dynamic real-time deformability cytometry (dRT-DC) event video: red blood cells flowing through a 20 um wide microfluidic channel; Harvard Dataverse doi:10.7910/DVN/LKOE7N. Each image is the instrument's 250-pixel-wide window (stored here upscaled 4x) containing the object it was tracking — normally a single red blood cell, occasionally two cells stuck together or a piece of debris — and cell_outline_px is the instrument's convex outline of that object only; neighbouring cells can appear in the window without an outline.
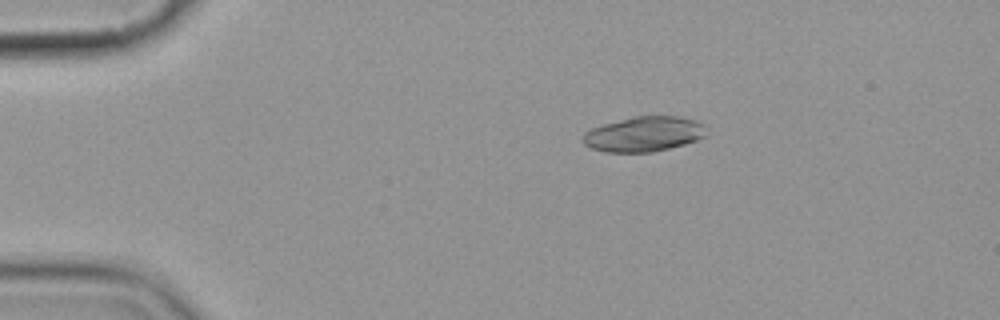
{"species": "common noctule bat (a hibernating species)", "species_latin": "Nyctalus noctula", "temperature_condition": "cold", "stored_images_in_passage": 7, "camera_frame_rate_fps": 3000, "um_per_image_px": 0.085, "animal": {"sex": "female", "body_mass_g": 19.9}, "frame": {"image": 1, "passage_image": 3, "time_ms": 3.333, "image_size_px": [1000, 320], "cell_outline_px": [[708, 136], [684, 144], [652, 152], [604, 152], [592, 148], [584, 144], [580, 140], [584, 132], [592, 128], [604, 124], [636, 116], [680, 116], [696, 120], [704, 124]], "centroid_in_image_um": [54.74, 11.4], "position_along_channel_um": 30.3, "area_um2": 25.32}}
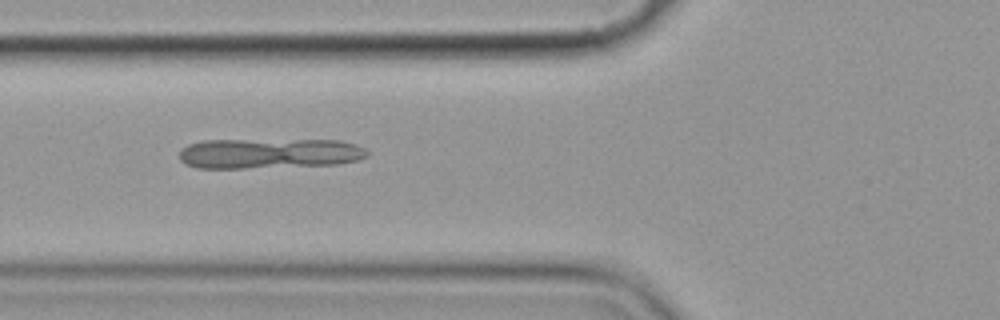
{"frame": {"image": 2, "passage_image": 6, "time_ms": 7.0, "image_size_px": [1000, 320], "cell_outline_px": [[368, 156], [356, 160], [336, 164], [244, 168], [196, 168], [184, 164], [180, 160], [180, 148], [188, 144], [204, 140], [340, 140], [356, 144], [364, 148], [368, 152]], "centroid_in_image_um": [22.84, 13.03], "position_along_channel_um": 103.0, "area_um2": 33.18}}
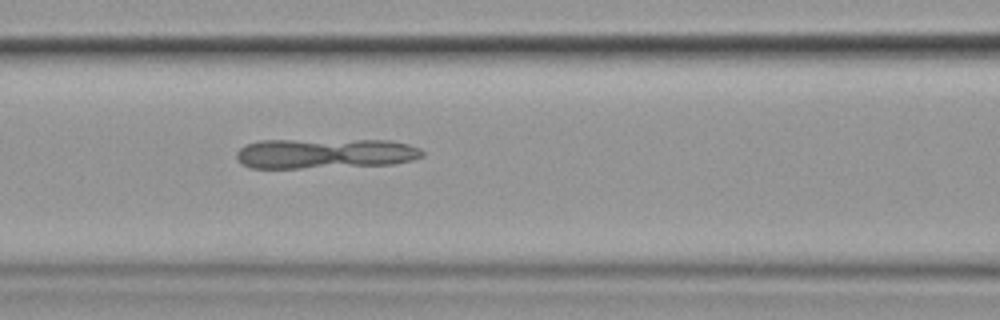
{"frame": {"image": 3, "passage_image": 7, "time_ms": 8.0, "image_size_px": [1000, 320], "cell_outline_px": [[424, 156], [412, 160], [392, 164], [300, 168], [248, 168], [240, 164], [236, 160], [236, 152], [244, 144], [260, 140], [392, 140], [408, 144], [420, 148], [424, 152]], "centroid_in_image_um": [27.58, 13.04], "position_along_channel_um": 139.0, "area_um2": 32.95}}